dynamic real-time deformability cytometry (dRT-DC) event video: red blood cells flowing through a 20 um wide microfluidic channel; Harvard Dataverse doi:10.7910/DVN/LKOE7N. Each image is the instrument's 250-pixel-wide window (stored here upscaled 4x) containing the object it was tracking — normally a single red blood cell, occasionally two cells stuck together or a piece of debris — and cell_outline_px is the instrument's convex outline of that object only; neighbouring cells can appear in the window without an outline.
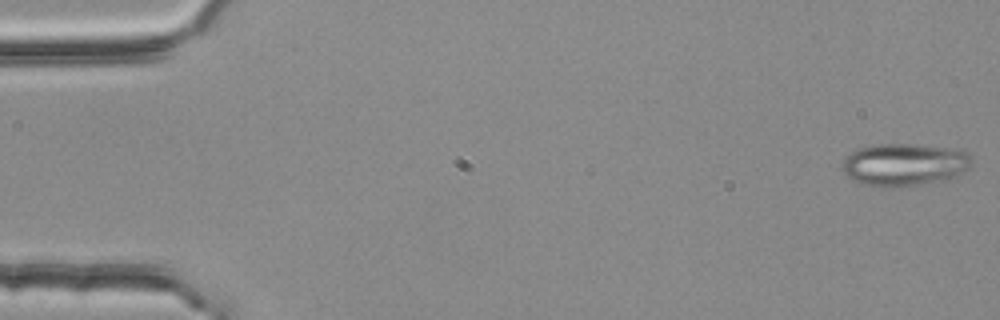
{"species": "common noctule bat (a hibernating species)", "species_latin": "Nyctalus noctula", "temperature_condition": "room temperature", "stored_images_in_passage": 54, "segment_of_instrument_passage": [1, 2], "camera_frame_rate_fps": 3000, "um_per_image_px": 0.085, "animal": {"sex": "female", "body_mass_g": 25.1}, "frame": {"image": 1, "passage_image": 1, "time_ms": 0.0, "image_size_px": [1000, 320], "cell_outline_px": [[972, 164], [964, 172], [956, 176], [944, 180], [920, 184], [892, 188], [884, 188], [864, 184], [848, 176], [840, 168], [844, 160], [856, 148], [876, 144], [916, 144], [960, 148], [968, 152], [972, 156]], "centroid_in_image_um": [76.92, 13.97], "position_along_channel_um": 8.1, "area_um2": 32.54}}